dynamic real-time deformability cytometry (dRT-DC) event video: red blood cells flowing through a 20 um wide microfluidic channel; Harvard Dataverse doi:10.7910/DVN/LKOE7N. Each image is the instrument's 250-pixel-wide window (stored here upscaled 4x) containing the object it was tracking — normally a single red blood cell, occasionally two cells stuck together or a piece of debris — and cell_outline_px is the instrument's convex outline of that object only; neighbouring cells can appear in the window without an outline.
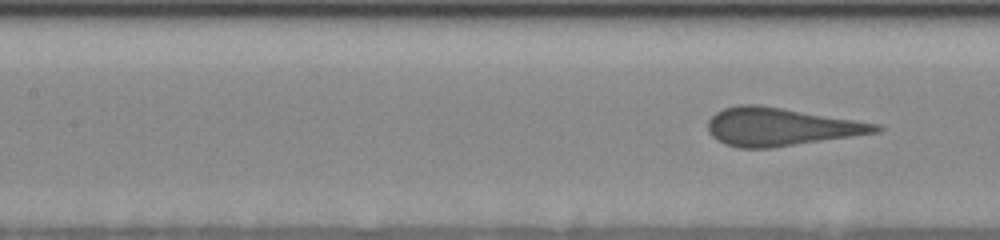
{"species": "human", "species_latin": "Homo sapiens", "temperature_condition": "cold", "stored_images_in_passage": 9, "segment_of_instrument_passage": [2, 2], "camera_frame_rate_fps": 3000, "um_per_image_px": 0.085, "donor": {"sex": "female"}, "frame": {"image": 1, "passage_image": 9, "time_ms": 8.333, "image_size_px": [1000, 240], "cell_outline_px": [[884, 128], [880, 132], [772, 148], [736, 148], [724, 144], [716, 140], [708, 132], [708, 120], [716, 112], [724, 108], [740, 104], [760, 104], [880, 124]], "centroid_in_image_um": [66.33, 10.78], "position_along_channel_um": 141.1, "area_um2": 37.4}}